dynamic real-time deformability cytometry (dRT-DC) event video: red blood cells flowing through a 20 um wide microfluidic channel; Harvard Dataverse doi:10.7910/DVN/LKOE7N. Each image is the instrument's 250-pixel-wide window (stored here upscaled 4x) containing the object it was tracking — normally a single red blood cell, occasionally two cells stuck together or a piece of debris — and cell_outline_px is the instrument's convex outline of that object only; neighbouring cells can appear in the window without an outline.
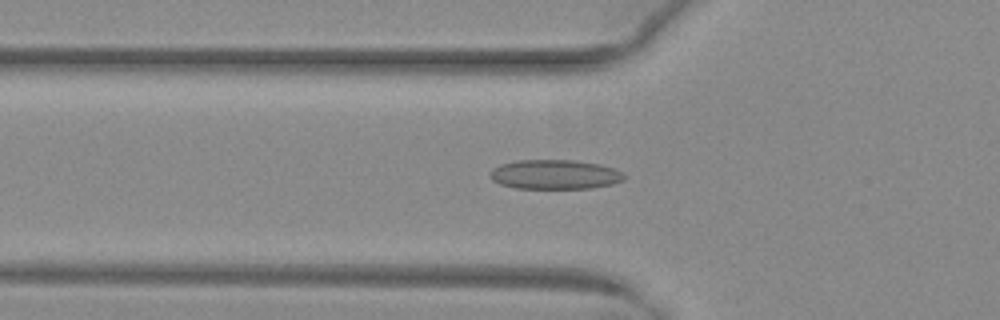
{"species": "common noctule bat (a hibernating species)", "species_latin": "Nyctalus noctula", "temperature_condition": "warm", "stored_images_in_passage": 36, "camera_frame_rate_fps": 3000, "um_per_image_px": 0.085, "animal": {"sex": "female", "body_mass_g": 29.2, "forearm_length_mm": 56.3}, "frame": {"image": 1, "passage_image": 3, "time_ms": 0.667, "image_size_px": [1000, 320], "cell_outline_px": [[624, 180], [612, 184], [592, 188], [516, 188], [500, 184], [492, 180], [488, 176], [488, 172], [492, 168], [500, 164], [516, 160], [572, 160], [600, 164], [612, 168], [620, 172], [624, 176]], "centroid_in_image_um": [47.09, 14.82], "position_along_channel_um": 78.7, "area_um2": 23.06}}
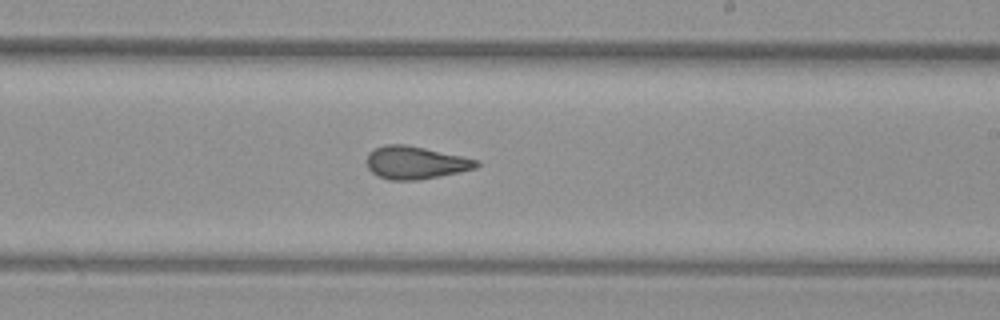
{"frame": {"image": 2, "passage_image": 16, "time_ms": 5.0, "image_size_px": [1000, 320], "cell_outline_px": [[480, 164], [476, 168], [460, 172], [440, 176], [416, 180], [388, 180], [376, 176], [368, 168], [368, 152], [372, 148], [384, 144], [404, 144], [424, 148], [460, 156], [476, 160]], "centroid_in_image_um": [35.26, 13.83], "position_along_channel_um": 253.7, "area_um2": 20.87}}
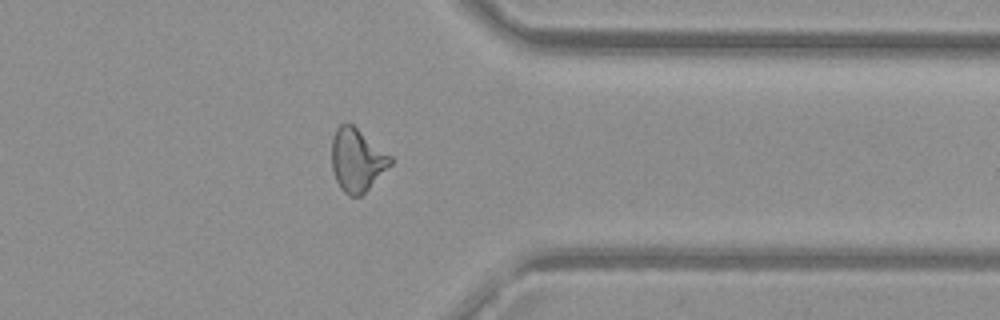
{"frame": {"image": 3, "passage_image": 26, "time_ms": 8.333, "image_size_px": [1000, 320], "cell_outline_px": [[392, 164], [360, 196], [348, 196], [340, 188], [332, 172], [332, 136], [336, 128], [344, 120], [352, 124], [392, 156]], "centroid_in_image_um": [30.32, 13.57], "position_along_channel_um": 381.1, "area_um2": 21.62}, "authors_computed_cell_mechanics": {"area_um2": 21.097, "velocity_mm_per_s": 4.0243, "shape_relaxation_time_tau1_ms": 11.0615, "shape_relaxation_time_tau2_ms": 1.4728, "deformation_change_tau1": 0.2502, "deformation_change_tau2": 0.0908}}